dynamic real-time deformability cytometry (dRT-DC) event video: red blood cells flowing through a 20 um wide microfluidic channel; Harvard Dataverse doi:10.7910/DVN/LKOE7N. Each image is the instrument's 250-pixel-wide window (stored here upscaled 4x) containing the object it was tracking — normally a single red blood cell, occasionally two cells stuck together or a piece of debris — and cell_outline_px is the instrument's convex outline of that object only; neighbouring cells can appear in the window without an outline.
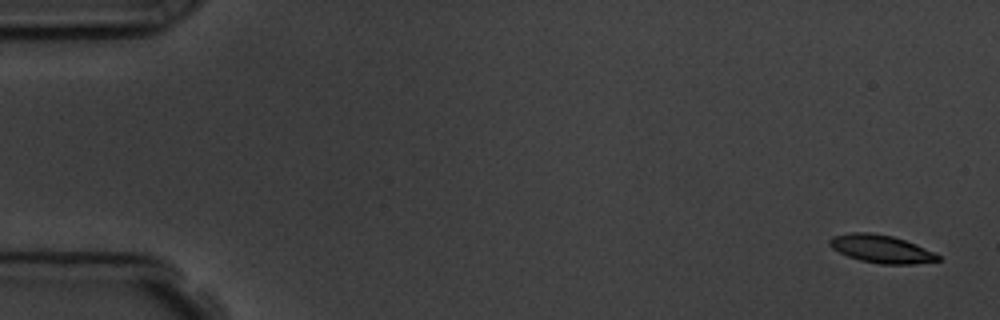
{"species": "common noctule bat (a hibernating species)", "species_latin": "Nyctalus noctula", "temperature_condition": "room temperature", "stored_images_in_passage": 4, "camera_frame_rate_fps": 3000, "um_per_image_px": 0.085, "animal": {"sex": "male", "body_mass_g": 19.5, "forearm_length_mm": 54.6}, "frame": {"image": 1, "passage_image": 1, "time_ms": 0.0, "image_size_px": [1000, 320], "cell_outline_px": [[940, 260], [916, 264], [880, 264], [860, 260], [848, 256], [832, 248], [828, 244], [828, 240], [832, 236], [852, 232], [868, 232], [892, 236], [916, 244], [940, 256]], "centroid_in_image_um": [74.87, 21.15], "position_along_channel_um": 10.1, "area_um2": 17.51}}
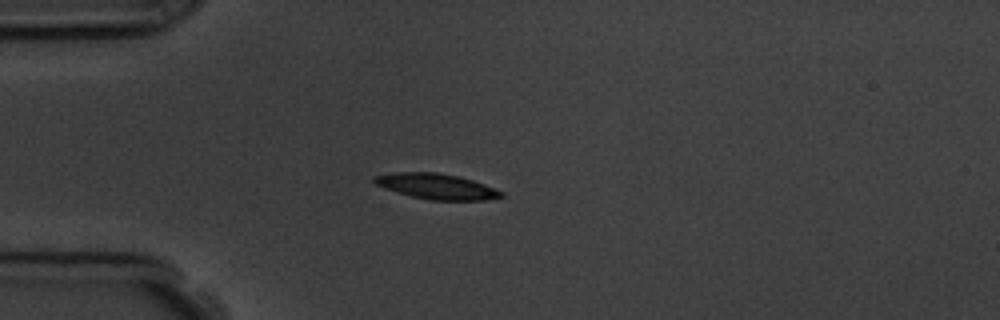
{"frame": {"image": 2, "passage_image": 4, "time_ms": 4.333, "image_size_px": [1000, 320], "cell_outline_px": [[504, 196], [484, 200], [432, 200], [412, 196], [396, 192], [384, 188], [376, 184], [372, 180], [372, 176], [392, 172], [436, 172], [460, 176], [484, 184], [504, 192]], "centroid_in_image_um": [37.08, 15.83], "position_along_channel_um": 47.9, "area_um2": 18.9}}